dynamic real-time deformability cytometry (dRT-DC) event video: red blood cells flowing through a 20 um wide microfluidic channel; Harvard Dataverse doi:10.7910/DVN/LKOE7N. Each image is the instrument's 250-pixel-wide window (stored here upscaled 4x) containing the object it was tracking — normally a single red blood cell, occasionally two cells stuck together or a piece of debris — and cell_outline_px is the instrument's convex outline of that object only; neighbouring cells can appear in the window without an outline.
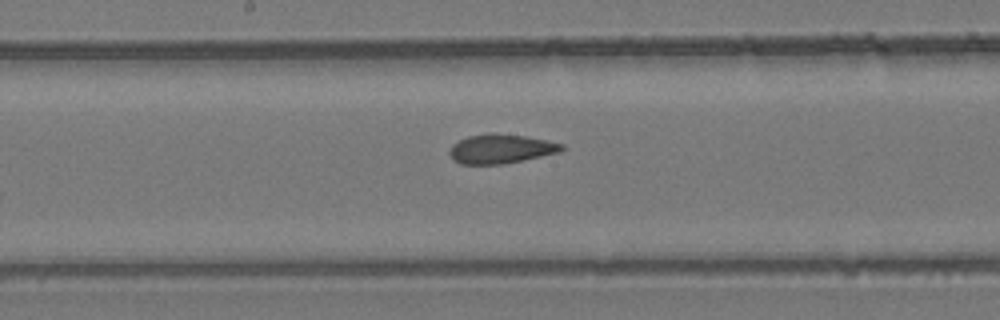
{"species": "common noctule bat (a hibernating species)", "species_latin": "Nyctalus noctula", "temperature_condition": "room temperature", "stored_images_in_passage": 7, "camera_frame_rate_fps": 3000, "um_per_image_px": 0.085, "animal": {"sex": "female", "body_mass_g": 24.6, "forearm_length_mm": 56.2}, "frame": {"image": 1, "passage_image": 7, "time_ms": 2.0, "image_size_px": [1000, 320], "cell_outline_px": [[564, 148], [560, 152], [524, 160], [504, 164], [460, 164], [452, 160], [448, 152], [452, 144], [468, 136], [492, 132], [524, 136], [564, 144]], "centroid_in_image_um": [42.54, 12.65], "position_along_channel_um": 205.7, "area_um2": 19.19}}